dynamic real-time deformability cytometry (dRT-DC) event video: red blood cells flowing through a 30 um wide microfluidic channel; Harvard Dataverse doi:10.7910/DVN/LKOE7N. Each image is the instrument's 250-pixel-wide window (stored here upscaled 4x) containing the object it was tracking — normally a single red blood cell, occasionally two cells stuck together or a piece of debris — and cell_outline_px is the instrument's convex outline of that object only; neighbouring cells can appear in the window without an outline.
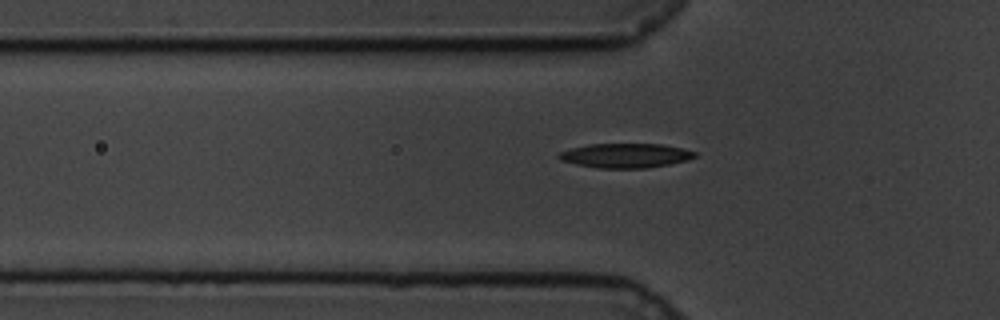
{"species": "common noctule bat (a hibernating species)", "species_latin": "Nyctalus noctula", "temperature_condition": "cold", "stored_images_in_passage": 41, "camera_frame_rate_fps": 3000, "um_per_image_px": 0.085, "animal": {"sex": "male", "body_mass_g": 19.5, "forearm_length_mm": 54.6}, "frame": {"image": 1, "passage_image": 7, "time_ms": 2.0, "image_size_px": [1000, 320], "cell_outline_px": [[696, 156], [688, 160], [648, 168], [596, 168], [576, 164], [560, 160], [556, 156], [560, 152], [572, 148], [588, 144], [664, 144], [696, 152]], "centroid_in_image_um": [53.15, 13.22], "position_along_channel_um": 72.7, "area_um2": 19.31}}
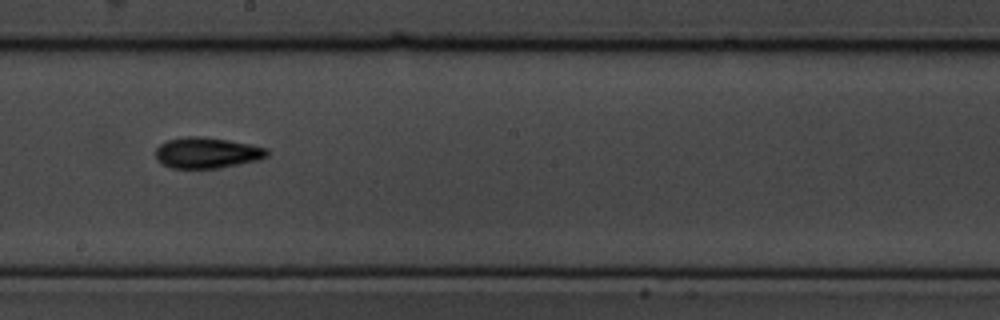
{"frame": {"image": 2, "passage_image": 21, "time_ms": 6.667, "image_size_px": [1000, 320], "cell_outline_px": [[268, 156], [260, 160], [220, 168], [172, 168], [160, 164], [156, 160], [156, 148], [160, 144], [168, 140], [188, 136], [200, 136], [228, 140], [252, 144], [268, 148]], "centroid_in_image_um": [17.61, 12.99], "position_along_channel_um": 230.6, "area_um2": 20.29}}
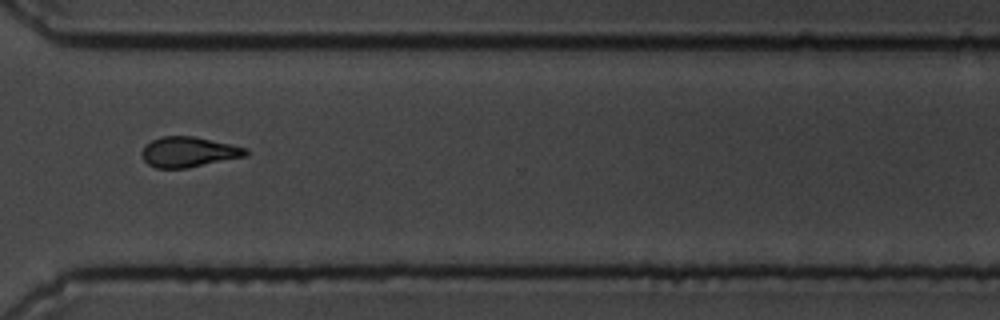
{"frame": {"image": 3, "passage_image": 32, "time_ms": 10.333, "image_size_px": [1000, 320], "cell_outline_px": [[248, 156], [188, 168], [156, 168], [148, 164], [144, 160], [144, 148], [152, 140], [160, 136], [196, 136], [232, 144], [248, 148]], "centroid_in_image_um": [16.11, 12.91], "position_along_channel_um": 354.5, "area_um2": 18.38}, "authors_computed_cell_mechanics": {"area_um2": 18.785, "velocity_mm_per_s": 3.3819, "shape_relaxation_time_tau1_ms": 3.5313, "shape_relaxation_time_tau2_ms": 4.1855, "deformation_change_tau1": 0.1342, "deformation_change_tau2": 0.1118}}